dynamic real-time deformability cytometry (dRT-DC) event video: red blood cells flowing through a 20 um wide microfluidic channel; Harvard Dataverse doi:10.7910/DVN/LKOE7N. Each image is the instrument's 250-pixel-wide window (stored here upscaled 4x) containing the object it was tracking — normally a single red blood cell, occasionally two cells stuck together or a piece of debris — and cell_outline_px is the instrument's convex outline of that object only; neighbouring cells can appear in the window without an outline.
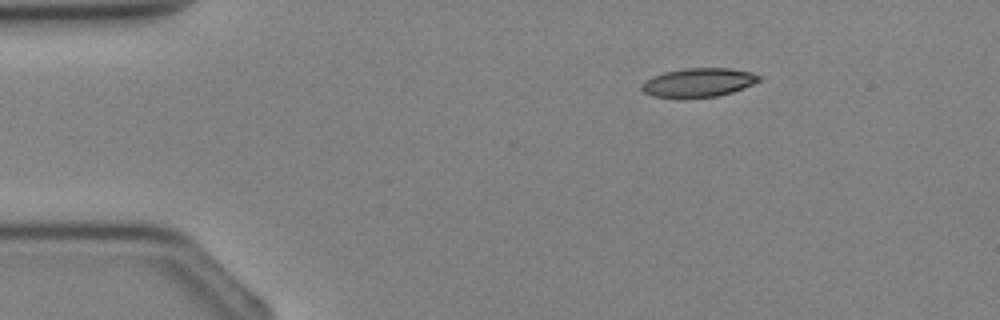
{"species": "Egyptian fruit bat (a non-hibernating species)", "species_latin": "Rousettus aegyptiacus", "temperature_condition": "cold", "stored_images_in_passage": 2, "camera_frame_rate_fps": 3000, "um_per_image_px": 0.085, "animal": {"sex": "female"}, "frame": {"image": 1, "passage_image": 2, "time_ms": 1.0, "image_size_px": [1000, 320], "cell_outline_px": [[764, 80], [732, 92], [716, 96], [652, 96], [644, 92], [640, 88], [640, 84], [644, 80], [652, 76], [664, 72], [684, 68], [728, 68], [752, 72], [764, 76]], "centroid_in_image_um": [59.42, 6.98], "position_along_channel_um": 25.6, "area_um2": 19.59}}